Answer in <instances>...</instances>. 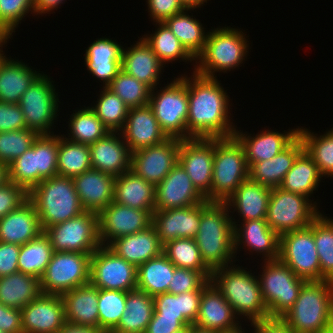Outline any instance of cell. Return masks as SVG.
I'll list each match as a JSON object with an SVG mask.
<instances>
[{
  "label": "cell",
  "instance_id": "94428289",
  "mask_svg": "<svg viewBox=\"0 0 333 333\" xmlns=\"http://www.w3.org/2000/svg\"><path fill=\"white\" fill-rule=\"evenodd\" d=\"M24 128H26V123L20 105L0 101V132L16 131Z\"/></svg>",
  "mask_w": 333,
  "mask_h": 333
},
{
  "label": "cell",
  "instance_id": "753ad0ef",
  "mask_svg": "<svg viewBox=\"0 0 333 333\" xmlns=\"http://www.w3.org/2000/svg\"><path fill=\"white\" fill-rule=\"evenodd\" d=\"M189 333H218V332L209 330V329H205V328H201V327H198V326L192 324L189 326Z\"/></svg>",
  "mask_w": 333,
  "mask_h": 333
},
{
  "label": "cell",
  "instance_id": "03108f58",
  "mask_svg": "<svg viewBox=\"0 0 333 333\" xmlns=\"http://www.w3.org/2000/svg\"><path fill=\"white\" fill-rule=\"evenodd\" d=\"M184 328L177 318L152 316L145 333H176Z\"/></svg>",
  "mask_w": 333,
  "mask_h": 333
},
{
  "label": "cell",
  "instance_id": "603a6c76",
  "mask_svg": "<svg viewBox=\"0 0 333 333\" xmlns=\"http://www.w3.org/2000/svg\"><path fill=\"white\" fill-rule=\"evenodd\" d=\"M265 128L256 135L238 130V128L234 132V137L244 148L248 167L255 162L273 158L299 136V126L288 129L286 132L284 130V133Z\"/></svg>",
  "mask_w": 333,
  "mask_h": 333
},
{
  "label": "cell",
  "instance_id": "b9fcfbb0",
  "mask_svg": "<svg viewBox=\"0 0 333 333\" xmlns=\"http://www.w3.org/2000/svg\"><path fill=\"white\" fill-rule=\"evenodd\" d=\"M176 333H189V326L185 327L184 329Z\"/></svg>",
  "mask_w": 333,
  "mask_h": 333
},
{
  "label": "cell",
  "instance_id": "6f0895ef",
  "mask_svg": "<svg viewBox=\"0 0 333 333\" xmlns=\"http://www.w3.org/2000/svg\"><path fill=\"white\" fill-rule=\"evenodd\" d=\"M29 13L35 15L34 0H0V31L13 38V32Z\"/></svg>",
  "mask_w": 333,
  "mask_h": 333
},
{
  "label": "cell",
  "instance_id": "52a82bcc",
  "mask_svg": "<svg viewBox=\"0 0 333 333\" xmlns=\"http://www.w3.org/2000/svg\"><path fill=\"white\" fill-rule=\"evenodd\" d=\"M244 148L233 136L214 138L213 177L208 202H225L248 179Z\"/></svg>",
  "mask_w": 333,
  "mask_h": 333
},
{
  "label": "cell",
  "instance_id": "7a4b0ae2",
  "mask_svg": "<svg viewBox=\"0 0 333 333\" xmlns=\"http://www.w3.org/2000/svg\"><path fill=\"white\" fill-rule=\"evenodd\" d=\"M225 202L201 203L199 231L194 238L206 266L211 270L238 261L234 250V225Z\"/></svg>",
  "mask_w": 333,
  "mask_h": 333
},
{
  "label": "cell",
  "instance_id": "5bb4252c",
  "mask_svg": "<svg viewBox=\"0 0 333 333\" xmlns=\"http://www.w3.org/2000/svg\"><path fill=\"white\" fill-rule=\"evenodd\" d=\"M296 276L321 281L319 256L314 242V220L305 228L280 235L279 258Z\"/></svg>",
  "mask_w": 333,
  "mask_h": 333
},
{
  "label": "cell",
  "instance_id": "60d3db41",
  "mask_svg": "<svg viewBox=\"0 0 333 333\" xmlns=\"http://www.w3.org/2000/svg\"><path fill=\"white\" fill-rule=\"evenodd\" d=\"M196 9H184L180 13L168 18L164 23L170 28L172 33L179 39L184 48L196 59L205 48L207 30L201 21L197 20L189 11ZM194 17V18H193Z\"/></svg>",
  "mask_w": 333,
  "mask_h": 333
},
{
  "label": "cell",
  "instance_id": "f907efd6",
  "mask_svg": "<svg viewBox=\"0 0 333 333\" xmlns=\"http://www.w3.org/2000/svg\"><path fill=\"white\" fill-rule=\"evenodd\" d=\"M314 242L319 256L321 281H333V219L322 212L314 219Z\"/></svg>",
  "mask_w": 333,
  "mask_h": 333
},
{
  "label": "cell",
  "instance_id": "e0dca14e",
  "mask_svg": "<svg viewBox=\"0 0 333 333\" xmlns=\"http://www.w3.org/2000/svg\"><path fill=\"white\" fill-rule=\"evenodd\" d=\"M181 140L168 138L158 145L131 153L130 170L156 186L178 163Z\"/></svg>",
  "mask_w": 333,
  "mask_h": 333
},
{
  "label": "cell",
  "instance_id": "f35d334b",
  "mask_svg": "<svg viewBox=\"0 0 333 333\" xmlns=\"http://www.w3.org/2000/svg\"><path fill=\"white\" fill-rule=\"evenodd\" d=\"M318 166L305 149L297 156L292 168L283 178L281 189L311 198L322 179Z\"/></svg>",
  "mask_w": 333,
  "mask_h": 333
},
{
  "label": "cell",
  "instance_id": "2a66077c",
  "mask_svg": "<svg viewBox=\"0 0 333 333\" xmlns=\"http://www.w3.org/2000/svg\"><path fill=\"white\" fill-rule=\"evenodd\" d=\"M317 333H333V326H331L330 328L323 330V331H319Z\"/></svg>",
  "mask_w": 333,
  "mask_h": 333
},
{
  "label": "cell",
  "instance_id": "003e7915",
  "mask_svg": "<svg viewBox=\"0 0 333 333\" xmlns=\"http://www.w3.org/2000/svg\"><path fill=\"white\" fill-rule=\"evenodd\" d=\"M250 325L253 327L252 333H292L288 324L281 317H267L257 320Z\"/></svg>",
  "mask_w": 333,
  "mask_h": 333
},
{
  "label": "cell",
  "instance_id": "44dd1931",
  "mask_svg": "<svg viewBox=\"0 0 333 333\" xmlns=\"http://www.w3.org/2000/svg\"><path fill=\"white\" fill-rule=\"evenodd\" d=\"M205 198L194 187L189 175L178 162L155 186V210H168L198 205Z\"/></svg>",
  "mask_w": 333,
  "mask_h": 333
},
{
  "label": "cell",
  "instance_id": "f5cc1de1",
  "mask_svg": "<svg viewBox=\"0 0 333 333\" xmlns=\"http://www.w3.org/2000/svg\"><path fill=\"white\" fill-rule=\"evenodd\" d=\"M126 298L125 291L99 289V329L103 333H111L117 327L125 311Z\"/></svg>",
  "mask_w": 333,
  "mask_h": 333
},
{
  "label": "cell",
  "instance_id": "9f6ffc18",
  "mask_svg": "<svg viewBox=\"0 0 333 333\" xmlns=\"http://www.w3.org/2000/svg\"><path fill=\"white\" fill-rule=\"evenodd\" d=\"M8 181L21 186L28 193L37 185L35 141L30 149L8 165Z\"/></svg>",
  "mask_w": 333,
  "mask_h": 333
},
{
  "label": "cell",
  "instance_id": "c3c4849f",
  "mask_svg": "<svg viewBox=\"0 0 333 333\" xmlns=\"http://www.w3.org/2000/svg\"><path fill=\"white\" fill-rule=\"evenodd\" d=\"M163 254L178 268L201 271L209 280L212 271L202 260L194 239L178 238L163 245Z\"/></svg>",
  "mask_w": 333,
  "mask_h": 333
},
{
  "label": "cell",
  "instance_id": "d6a6232c",
  "mask_svg": "<svg viewBox=\"0 0 333 333\" xmlns=\"http://www.w3.org/2000/svg\"><path fill=\"white\" fill-rule=\"evenodd\" d=\"M66 323L99 328V288L90 282L61 295Z\"/></svg>",
  "mask_w": 333,
  "mask_h": 333
},
{
  "label": "cell",
  "instance_id": "4fadbf2b",
  "mask_svg": "<svg viewBox=\"0 0 333 333\" xmlns=\"http://www.w3.org/2000/svg\"><path fill=\"white\" fill-rule=\"evenodd\" d=\"M53 251L92 254L101 246L98 214L84 211L67 221L45 228Z\"/></svg>",
  "mask_w": 333,
  "mask_h": 333
},
{
  "label": "cell",
  "instance_id": "7402d4cb",
  "mask_svg": "<svg viewBox=\"0 0 333 333\" xmlns=\"http://www.w3.org/2000/svg\"><path fill=\"white\" fill-rule=\"evenodd\" d=\"M200 220L201 203L152 213V225L162 245L178 238L194 239L199 231Z\"/></svg>",
  "mask_w": 333,
  "mask_h": 333
},
{
  "label": "cell",
  "instance_id": "5b68a950",
  "mask_svg": "<svg viewBox=\"0 0 333 333\" xmlns=\"http://www.w3.org/2000/svg\"><path fill=\"white\" fill-rule=\"evenodd\" d=\"M247 38L242 30L231 26L209 30L204 51L196 58L195 72L217 78L218 72L227 73L236 67L239 69L249 53Z\"/></svg>",
  "mask_w": 333,
  "mask_h": 333
},
{
  "label": "cell",
  "instance_id": "91938a15",
  "mask_svg": "<svg viewBox=\"0 0 333 333\" xmlns=\"http://www.w3.org/2000/svg\"><path fill=\"white\" fill-rule=\"evenodd\" d=\"M28 200V192L21 186L7 181L0 187V218L18 209Z\"/></svg>",
  "mask_w": 333,
  "mask_h": 333
},
{
  "label": "cell",
  "instance_id": "bcb514c9",
  "mask_svg": "<svg viewBox=\"0 0 333 333\" xmlns=\"http://www.w3.org/2000/svg\"><path fill=\"white\" fill-rule=\"evenodd\" d=\"M53 252L50 240L43 232L38 238L20 246L19 272L41 279Z\"/></svg>",
  "mask_w": 333,
  "mask_h": 333
},
{
  "label": "cell",
  "instance_id": "7bdbcfd3",
  "mask_svg": "<svg viewBox=\"0 0 333 333\" xmlns=\"http://www.w3.org/2000/svg\"><path fill=\"white\" fill-rule=\"evenodd\" d=\"M157 25L155 31L149 35H143L144 40L150 45L152 50L160 61L166 66L169 62L183 61L193 63V72L195 71L196 59L184 48L179 39L172 33L170 28L163 23H154ZM157 29V30H156Z\"/></svg>",
  "mask_w": 333,
  "mask_h": 333
},
{
  "label": "cell",
  "instance_id": "9c48e42d",
  "mask_svg": "<svg viewBox=\"0 0 333 333\" xmlns=\"http://www.w3.org/2000/svg\"><path fill=\"white\" fill-rule=\"evenodd\" d=\"M261 264L258 278L269 317H282L294 305L306 280L296 276L279 259Z\"/></svg>",
  "mask_w": 333,
  "mask_h": 333
},
{
  "label": "cell",
  "instance_id": "a7ac6f4b",
  "mask_svg": "<svg viewBox=\"0 0 333 333\" xmlns=\"http://www.w3.org/2000/svg\"><path fill=\"white\" fill-rule=\"evenodd\" d=\"M66 0H34V13L35 16L43 14H51L53 10L60 8Z\"/></svg>",
  "mask_w": 333,
  "mask_h": 333
},
{
  "label": "cell",
  "instance_id": "6125c7cd",
  "mask_svg": "<svg viewBox=\"0 0 333 333\" xmlns=\"http://www.w3.org/2000/svg\"><path fill=\"white\" fill-rule=\"evenodd\" d=\"M148 12L153 23H163L185 8L180 0H147Z\"/></svg>",
  "mask_w": 333,
  "mask_h": 333
},
{
  "label": "cell",
  "instance_id": "ab89813d",
  "mask_svg": "<svg viewBox=\"0 0 333 333\" xmlns=\"http://www.w3.org/2000/svg\"><path fill=\"white\" fill-rule=\"evenodd\" d=\"M40 279L22 272L0 277V303L22 309L41 294Z\"/></svg>",
  "mask_w": 333,
  "mask_h": 333
},
{
  "label": "cell",
  "instance_id": "8c879c8a",
  "mask_svg": "<svg viewBox=\"0 0 333 333\" xmlns=\"http://www.w3.org/2000/svg\"><path fill=\"white\" fill-rule=\"evenodd\" d=\"M8 181V166L0 163V187Z\"/></svg>",
  "mask_w": 333,
  "mask_h": 333
},
{
  "label": "cell",
  "instance_id": "8fae6325",
  "mask_svg": "<svg viewBox=\"0 0 333 333\" xmlns=\"http://www.w3.org/2000/svg\"><path fill=\"white\" fill-rule=\"evenodd\" d=\"M54 81L42 73L21 96L18 103L24 115L26 128L38 135H52L58 118L59 96ZM59 112V113H58Z\"/></svg>",
  "mask_w": 333,
  "mask_h": 333
},
{
  "label": "cell",
  "instance_id": "be15d7a7",
  "mask_svg": "<svg viewBox=\"0 0 333 333\" xmlns=\"http://www.w3.org/2000/svg\"><path fill=\"white\" fill-rule=\"evenodd\" d=\"M19 252L20 245L0 241V277L19 271Z\"/></svg>",
  "mask_w": 333,
  "mask_h": 333
},
{
  "label": "cell",
  "instance_id": "d4e9b609",
  "mask_svg": "<svg viewBox=\"0 0 333 333\" xmlns=\"http://www.w3.org/2000/svg\"><path fill=\"white\" fill-rule=\"evenodd\" d=\"M241 319L235 315L232 306L217 287L210 282L203 290L197 319L194 325L223 332L237 328Z\"/></svg>",
  "mask_w": 333,
  "mask_h": 333
},
{
  "label": "cell",
  "instance_id": "ba28073f",
  "mask_svg": "<svg viewBox=\"0 0 333 333\" xmlns=\"http://www.w3.org/2000/svg\"><path fill=\"white\" fill-rule=\"evenodd\" d=\"M171 81L164 87L159 86V90L158 86L152 89L149 105L166 136L184 140L189 107L186 74L177 75Z\"/></svg>",
  "mask_w": 333,
  "mask_h": 333
},
{
  "label": "cell",
  "instance_id": "f6af8a7d",
  "mask_svg": "<svg viewBox=\"0 0 333 333\" xmlns=\"http://www.w3.org/2000/svg\"><path fill=\"white\" fill-rule=\"evenodd\" d=\"M60 134L58 135V175L73 178L92 169L89 145L67 140Z\"/></svg>",
  "mask_w": 333,
  "mask_h": 333
},
{
  "label": "cell",
  "instance_id": "ee69618b",
  "mask_svg": "<svg viewBox=\"0 0 333 333\" xmlns=\"http://www.w3.org/2000/svg\"><path fill=\"white\" fill-rule=\"evenodd\" d=\"M68 120V134H66L67 137L65 134L63 136L75 143L90 145L110 132L90 106L85 107L84 105V108L73 110Z\"/></svg>",
  "mask_w": 333,
  "mask_h": 333
},
{
  "label": "cell",
  "instance_id": "277c9868",
  "mask_svg": "<svg viewBox=\"0 0 333 333\" xmlns=\"http://www.w3.org/2000/svg\"><path fill=\"white\" fill-rule=\"evenodd\" d=\"M281 318L293 333H317L333 326V281H306Z\"/></svg>",
  "mask_w": 333,
  "mask_h": 333
},
{
  "label": "cell",
  "instance_id": "09005b40",
  "mask_svg": "<svg viewBox=\"0 0 333 333\" xmlns=\"http://www.w3.org/2000/svg\"><path fill=\"white\" fill-rule=\"evenodd\" d=\"M5 36L3 35V33L0 31V41L4 38Z\"/></svg>",
  "mask_w": 333,
  "mask_h": 333
},
{
  "label": "cell",
  "instance_id": "11e5206c",
  "mask_svg": "<svg viewBox=\"0 0 333 333\" xmlns=\"http://www.w3.org/2000/svg\"><path fill=\"white\" fill-rule=\"evenodd\" d=\"M242 325L243 324H240L235 329H231V330H227V331H223V332H218V333H248V332L244 331L245 328L242 329Z\"/></svg>",
  "mask_w": 333,
  "mask_h": 333
},
{
  "label": "cell",
  "instance_id": "4dcf8cb0",
  "mask_svg": "<svg viewBox=\"0 0 333 333\" xmlns=\"http://www.w3.org/2000/svg\"><path fill=\"white\" fill-rule=\"evenodd\" d=\"M107 247L136 268L163 253V245L153 225L138 233L119 237Z\"/></svg>",
  "mask_w": 333,
  "mask_h": 333
},
{
  "label": "cell",
  "instance_id": "1f68e13d",
  "mask_svg": "<svg viewBox=\"0 0 333 333\" xmlns=\"http://www.w3.org/2000/svg\"><path fill=\"white\" fill-rule=\"evenodd\" d=\"M43 229L34 204L28 199L18 209L0 218V241L23 245L38 238Z\"/></svg>",
  "mask_w": 333,
  "mask_h": 333
},
{
  "label": "cell",
  "instance_id": "836d02e7",
  "mask_svg": "<svg viewBox=\"0 0 333 333\" xmlns=\"http://www.w3.org/2000/svg\"><path fill=\"white\" fill-rule=\"evenodd\" d=\"M303 150V141L298 136L287 148L273 158L251 164L248 169V178L270 188L279 187L297 156Z\"/></svg>",
  "mask_w": 333,
  "mask_h": 333
},
{
  "label": "cell",
  "instance_id": "89a4df30",
  "mask_svg": "<svg viewBox=\"0 0 333 333\" xmlns=\"http://www.w3.org/2000/svg\"><path fill=\"white\" fill-rule=\"evenodd\" d=\"M58 333H103L99 328L66 323Z\"/></svg>",
  "mask_w": 333,
  "mask_h": 333
},
{
  "label": "cell",
  "instance_id": "3957f363",
  "mask_svg": "<svg viewBox=\"0 0 333 333\" xmlns=\"http://www.w3.org/2000/svg\"><path fill=\"white\" fill-rule=\"evenodd\" d=\"M232 264L212 271L211 282L232 306L235 315L247 322L269 317L258 276L246 267ZM249 320V321H248Z\"/></svg>",
  "mask_w": 333,
  "mask_h": 333
},
{
  "label": "cell",
  "instance_id": "30bf717a",
  "mask_svg": "<svg viewBox=\"0 0 333 333\" xmlns=\"http://www.w3.org/2000/svg\"><path fill=\"white\" fill-rule=\"evenodd\" d=\"M317 203L280 187L271 188L266 221L279 236L305 228L321 213Z\"/></svg>",
  "mask_w": 333,
  "mask_h": 333
},
{
  "label": "cell",
  "instance_id": "9a60e30c",
  "mask_svg": "<svg viewBox=\"0 0 333 333\" xmlns=\"http://www.w3.org/2000/svg\"><path fill=\"white\" fill-rule=\"evenodd\" d=\"M89 282L99 289L132 291L137 289V268L101 245L91 255Z\"/></svg>",
  "mask_w": 333,
  "mask_h": 333
},
{
  "label": "cell",
  "instance_id": "34e18365",
  "mask_svg": "<svg viewBox=\"0 0 333 333\" xmlns=\"http://www.w3.org/2000/svg\"><path fill=\"white\" fill-rule=\"evenodd\" d=\"M9 39H11V38L5 36V37L0 41V61H1L2 58L5 56V51H3L2 49L4 48L5 44H7V42L9 41Z\"/></svg>",
  "mask_w": 333,
  "mask_h": 333
},
{
  "label": "cell",
  "instance_id": "816d5d0a",
  "mask_svg": "<svg viewBox=\"0 0 333 333\" xmlns=\"http://www.w3.org/2000/svg\"><path fill=\"white\" fill-rule=\"evenodd\" d=\"M129 107H140L149 104L152 88L138 81L131 75L126 74L123 70L117 73L107 87Z\"/></svg>",
  "mask_w": 333,
  "mask_h": 333
},
{
  "label": "cell",
  "instance_id": "83f0119b",
  "mask_svg": "<svg viewBox=\"0 0 333 333\" xmlns=\"http://www.w3.org/2000/svg\"><path fill=\"white\" fill-rule=\"evenodd\" d=\"M85 211L99 214L114 201L115 177L90 169L72 178Z\"/></svg>",
  "mask_w": 333,
  "mask_h": 333
},
{
  "label": "cell",
  "instance_id": "db71d44e",
  "mask_svg": "<svg viewBox=\"0 0 333 333\" xmlns=\"http://www.w3.org/2000/svg\"><path fill=\"white\" fill-rule=\"evenodd\" d=\"M37 185L58 175V134L39 135L35 140Z\"/></svg>",
  "mask_w": 333,
  "mask_h": 333
},
{
  "label": "cell",
  "instance_id": "e7e4bbea",
  "mask_svg": "<svg viewBox=\"0 0 333 333\" xmlns=\"http://www.w3.org/2000/svg\"><path fill=\"white\" fill-rule=\"evenodd\" d=\"M0 331L3 333H23L21 309L7 307L0 303Z\"/></svg>",
  "mask_w": 333,
  "mask_h": 333
},
{
  "label": "cell",
  "instance_id": "11a10c76",
  "mask_svg": "<svg viewBox=\"0 0 333 333\" xmlns=\"http://www.w3.org/2000/svg\"><path fill=\"white\" fill-rule=\"evenodd\" d=\"M39 135L28 128L0 132V163L9 165L30 149Z\"/></svg>",
  "mask_w": 333,
  "mask_h": 333
},
{
  "label": "cell",
  "instance_id": "cb8c5ba5",
  "mask_svg": "<svg viewBox=\"0 0 333 333\" xmlns=\"http://www.w3.org/2000/svg\"><path fill=\"white\" fill-rule=\"evenodd\" d=\"M120 132L131 153L168 139L149 104L129 108L125 125Z\"/></svg>",
  "mask_w": 333,
  "mask_h": 333
},
{
  "label": "cell",
  "instance_id": "8d00e7d4",
  "mask_svg": "<svg viewBox=\"0 0 333 333\" xmlns=\"http://www.w3.org/2000/svg\"><path fill=\"white\" fill-rule=\"evenodd\" d=\"M202 290L181 294L162 293L154 296L152 316L177 318L185 327L195 323L200 306Z\"/></svg>",
  "mask_w": 333,
  "mask_h": 333
},
{
  "label": "cell",
  "instance_id": "4316f807",
  "mask_svg": "<svg viewBox=\"0 0 333 333\" xmlns=\"http://www.w3.org/2000/svg\"><path fill=\"white\" fill-rule=\"evenodd\" d=\"M135 42L128 48L123 47L121 70L154 89L161 85L165 66L143 37Z\"/></svg>",
  "mask_w": 333,
  "mask_h": 333
},
{
  "label": "cell",
  "instance_id": "f546056e",
  "mask_svg": "<svg viewBox=\"0 0 333 333\" xmlns=\"http://www.w3.org/2000/svg\"><path fill=\"white\" fill-rule=\"evenodd\" d=\"M271 188L246 179L225 201L231 213L232 222L266 219ZM233 210V211H231ZM238 213L239 219L233 217Z\"/></svg>",
  "mask_w": 333,
  "mask_h": 333
},
{
  "label": "cell",
  "instance_id": "484cf974",
  "mask_svg": "<svg viewBox=\"0 0 333 333\" xmlns=\"http://www.w3.org/2000/svg\"><path fill=\"white\" fill-rule=\"evenodd\" d=\"M89 147L92 169L114 177L130 170L131 152L121 132H108Z\"/></svg>",
  "mask_w": 333,
  "mask_h": 333
},
{
  "label": "cell",
  "instance_id": "f1b7e54d",
  "mask_svg": "<svg viewBox=\"0 0 333 333\" xmlns=\"http://www.w3.org/2000/svg\"><path fill=\"white\" fill-rule=\"evenodd\" d=\"M123 46L115 39L101 37L86 49L84 64L93 77L103 82V88L108 87L121 70Z\"/></svg>",
  "mask_w": 333,
  "mask_h": 333
},
{
  "label": "cell",
  "instance_id": "e575fe53",
  "mask_svg": "<svg viewBox=\"0 0 333 333\" xmlns=\"http://www.w3.org/2000/svg\"><path fill=\"white\" fill-rule=\"evenodd\" d=\"M42 73L32 66L30 68L28 63L5 55L0 61V101L19 103L21 96Z\"/></svg>",
  "mask_w": 333,
  "mask_h": 333
},
{
  "label": "cell",
  "instance_id": "d590c367",
  "mask_svg": "<svg viewBox=\"0 0 333 333\" xmlns=\"http://www.w3.org/2000/svg\"><path fill=\"white\" fill-rule=\"evenodd\" d=\"M114 202L139 210L155 211V185L128 170L115 177Z\"/></svg>",
  "mask_w": 333,
  "mask_h": 333
},
{
  "label": "cell",
  "instance_id": "8992f818",
  "mask_svg": "<svg viewBox=\"0 0 333 333\" xmlns=\"http://www.w3.org/2000/svg\"><path fill=\"white\" fill-rule=\"evenodd\" d=\"M28 199L36 208L43 230L85 211L75 190L74 181L69 177L56 175L44 179L28 193Z\"/></svg>",
  "mask_w": 333,
  "mask_h": 333
},
{
  "label": "cell",
  "instance_id": "7c38bea8",
  "mask_svg": "<svg viewBox=\"0 0 333 333\" xmlns=\"http://www.w3.org/2000/svg\"><path fill=\"white\" fill-rule=\"evenodd\" d=\"M91 255L54 251L40 279L43 294L62 295L89 283Z\"/></svg>",
  "mask_w": 333,
  "mask_h": 333
},
{
  "label": "cell",
  "instance_id": "681fc988",
  "mask_svg": "<svg viewBox=\"0 0 333 333\" xmlns=\"http://www.w3.org/2000/svg\"><path fill=\"white\" fill-rule=\"evenodd\" d=\"M96 103L90 108L110 132H120L126 122L129 107L109 88L101 87Z\"/></svg>",
  "mask_w": 333,
  "mask_h": 333
},
{
  "label": "cell",
  "instance_id": "6da1fadb",
  "mask_svg": "<svg viewBox=\"0 0 333 333\" xmlns=\"http://www.w3.org/2000/svg\"><path fill=\"white\" fill-rule=\"evenodd\" d=\"M186 85L187 139L233 137L237 126L230 113L232 103L218 78L201 76L194 71L190 77L186 75Z\"/></svg>",
  "mask_w": 333,
  "mask_h": 333
},
{
  "label": "cell",
  "instance_id": "74e56055",
  "mask_svg": "<svg viewBox=\"0 0 333 333\" xmlns=\"http://www.w3.org/2000/svg\"><path fill=\"white\" fill-rule=\"evenodd\" d=\"M153 312V296L139 289L128 291L125 311L111 333H145Z\"/></svg>",
  "mask_w": 333,
  "mask_h": 333
},
{
  "label": "cell",
  "instance_id": "680465c9",
  "mask_svg": "<svg viewBox=\"0 0 333 333\" xmlns=\"http://www.w3.org/2000/svg\"><path fill=\"white\" fill-rule=\"evenodd\" d=\"M210 282L211 280L201 271L176 267L167 293L176 295L195 290H203Z\"/></svg>",
  "mask_w": 333,
  "mask_h": 333
},
{
  "label": "cell",
  "instance_id": "7dc6e473",
  "mask_svg": "<svg viewBox=\"0 0 333 333\" xmlns=\"http://www.w3.org/2000/svg\"><path fill=\"white\" fill-rule=\"evenodd\" d=\"M299 137L324 179L333 178V127L322 135L299 127Z\"/></svg>",
  "mask_w": 333,
  "mask_h": 333
},
{
  "label": "cell",
  "instance_id": "2e32d148",
  "mask_svg": "<svg viewBox=\"0 0 333 333\" xmlns=\"http://www.w3.org/2000/svg\"><path fill=\"white\" fill-rule=\"evenodd\" d=\"M178 162L189 175L194 187L205 198L211 189L214 162V138L181 140Z\"/></svg>",
  "mask_w": 333,
  "mask_h": 333
},
{
  "label": "cell",
  "instance_id": "ffe728a7",
  "mask_svg": "<svg viewBox=\"0 0 333 333\" xmlns=\"http://www.w3.org/2000/svg\"><path fill=\"white\" fill-rule=\"evenodd\" d=\"M23 333H58L66 324L62 297L41 293L21 309Z\"/></svg>",
  "mask_w": 333,
  "mask_h": 333
},
{
  "label": "cell",
  "instance_id": "d6986e66",
  "mask_svg": "<svg viewBox=\"0 0 333 333\" xmlns=\"http://www.w3.org/2000/svg\"><path fill=\"white\" fill-rule=\"evenodd\" d=\"M234 225V250L237 257L240 249L258 256L262 261L279 258L280 236L269 227L266 219H253L242 222H232ZM241 223V224H238ZM247 248V249H246ZM238 251V252H237Z\"/></svg>",
  "mask_w": 333,
  "mask_h": 333
},
{
  "label": "cell",
  "instance_id": "2644e50d",
  "mask_svg": "<svg viewBox=\"0 0 333 333\" xmlns=\"http://www.w3.org/2000/svg\"><path fill=\"white\" fill-rule=\"evenodd\" d=\"M209 0H180L184 8L186 9H196L202 8L205 3H208Z\"/></svg>",
  "mask_w": 333,
  "mask_h": 333
},
{
  "label": "cell",
  "instance_id": "b9f144b4",
  "mask_svg": "<svg viewBox=\"0 0 333 333\" xmlns=\"http://www.w3.org/2000/svg\"><path fill=\"white\" fill-rule=\"evenodd\" d=\"M176 266L162 253L137 268V289L150 296L167 293Z\"/></svg>",
  "mask_w": 333,
  "mask_h": 333
},
{
  "label": "cell",
  "instance_id": "ac0fdd59",
  "mask_svg": "<svg viewBox=\"0 0 333 333\" xmlns=\"http://www.w3.org/2000/svg\"><path fill=\"white\" fill-rule=\"evenodd\" d=\"M152 211L139 210L110 203L98 214L99 239L102 246L130 234L138 233L152 225Z\"/></svg>",
  "mask_w": 333,
  "mask_h": 333
}]
</instances>
